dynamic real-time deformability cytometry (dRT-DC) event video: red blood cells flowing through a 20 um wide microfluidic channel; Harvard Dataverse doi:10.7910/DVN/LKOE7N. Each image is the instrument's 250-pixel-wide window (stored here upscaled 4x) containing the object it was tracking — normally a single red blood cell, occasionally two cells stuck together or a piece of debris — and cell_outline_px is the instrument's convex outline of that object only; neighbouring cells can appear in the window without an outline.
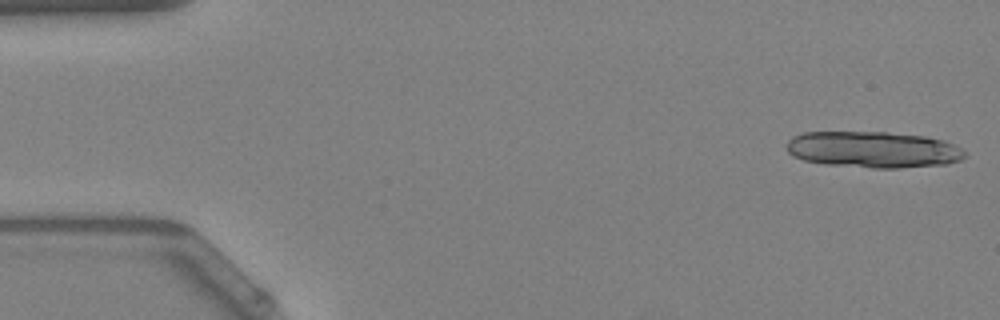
{"species": "Egyptian fruit bat (a non-hibernating species)", "species_latin": "Rousettus aegyptiacus", "temperature_condition": "warm", "stored_images_in_passage": 14, "camera_frame_rate_fps": 3000, "um_per_image_px": 0.085, "animal": {"sex": "female"}, "frame": {"image": 1, "passage_image": 1, "time_ms": 0.0, "image_size_px": [1000, 320], "cell_outline_px": [[968, 156], [960, 160], [948, 164], [900, 168], [872, 168], [824, 164], [804, 160], [792, 156], [788, 152], [788, 140], [792, 136], [804, 132], [888, 132], [924, 136], [944, 140], [960, 148]], "centroid_in_image_um": [74.23, 12.72], "position_along_channel_um": 10.8, "area_um2": 37.92}}